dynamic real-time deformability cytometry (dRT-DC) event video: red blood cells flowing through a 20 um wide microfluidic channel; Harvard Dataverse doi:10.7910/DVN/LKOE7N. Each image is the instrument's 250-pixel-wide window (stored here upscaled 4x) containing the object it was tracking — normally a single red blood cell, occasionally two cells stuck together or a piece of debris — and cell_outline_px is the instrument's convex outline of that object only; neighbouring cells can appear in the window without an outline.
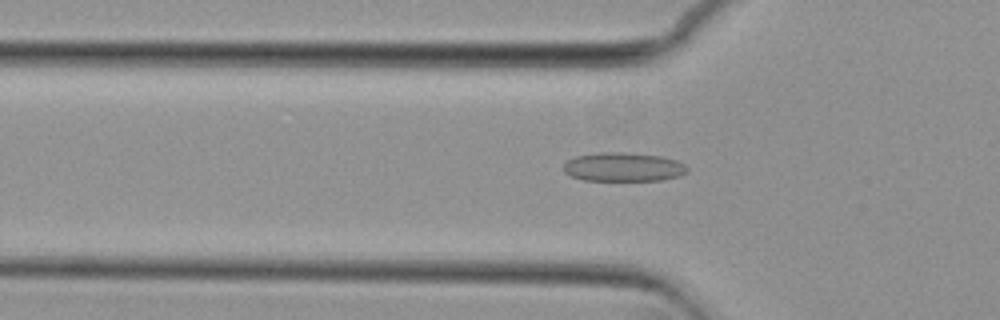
{"species": "common noctule bat (a hibernating species)", "species_latin": "Nyctalus noctula", "temperature_condition": "cold", "stored_images_in_passage": 53, "camera_frame_rate_fps": 3000, "um_per_image_px": 0.085, "animal": {"sex": "female", "body_mass_g": 29.2, "forearm_length_mm": 56.3}, "frame": {"image": 1, "passage_image": 17, "time_ms": 5.333, "image_size_px": [1000, 320], "cell_outline_px": [[688, 172], [680, 176], [660, 180], [584, 180], [572, 176], [564, 172], [564, 164], [568, 160], [576, 156], [600, 152], [624, 152], [660, 156], [676, 160], [684, 164], [688, 168]], "centroid_in_image_um": [53.0, 14.19], "position_along_channel_um": 72.8, "area_um2": 20.75}}
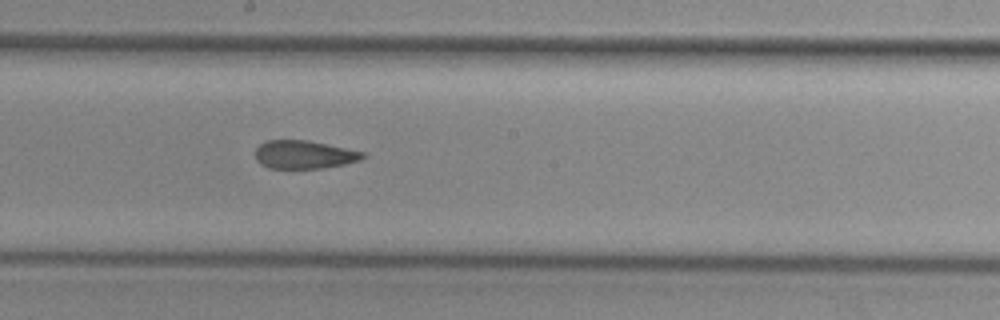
{"frame": {"image": 2, "passage_image": 29, "time_ms": 9.333, "image_size_px": [1000, 320], "cell_outline_px": [[368, 156], [360, 160], [344, 164], [324, 168], [268, 168], [260, 164], [256, 160], [256, 148], [260, 144], [268, 140], [308, 140], [364, 152]], "centroid_in_image_um": [25.85, 13.14], "position_along_channel_um": 222.3, "area_um2": 17.69}}
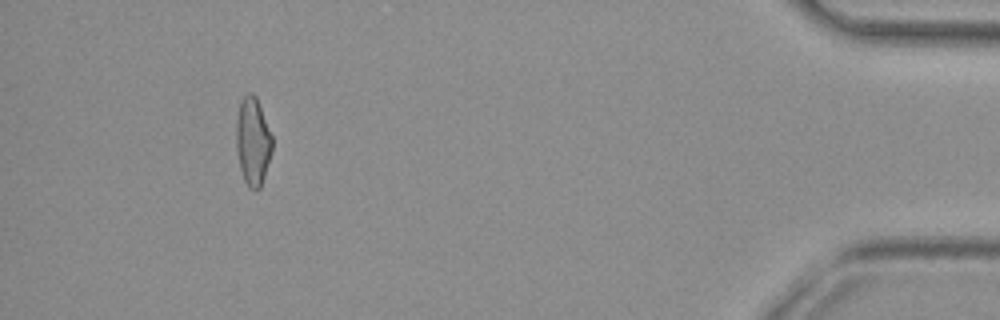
{"frame": {"image": 3, "passage_image": 50, "time_ms": 16.333, "image_size_px": [1000, 320], "cell_outline_px": [[272, 152], [260, 188], [256, 192], [248, 188], [244, 180], [240, 168], [236, 148], [236, 120], [240, 100], [248, 92], [252, 92], [256, 96], [272, 136]], "centroid_in_image_um": [21.48, 12.03], "position_along_channel_um": 413.7, "area_um2": 18.61}, "authors_computed_cell_mechanics": {"area_um2": 19.1318, "velocity_mm_per_s": 3.727, "shape_relaxation_time_tau1_ms": null, "shape_relaxation_time_tau2_ms": 3.3358, "deformation_change_tau1": null, "deformation_change_tau2": 0.1033}}